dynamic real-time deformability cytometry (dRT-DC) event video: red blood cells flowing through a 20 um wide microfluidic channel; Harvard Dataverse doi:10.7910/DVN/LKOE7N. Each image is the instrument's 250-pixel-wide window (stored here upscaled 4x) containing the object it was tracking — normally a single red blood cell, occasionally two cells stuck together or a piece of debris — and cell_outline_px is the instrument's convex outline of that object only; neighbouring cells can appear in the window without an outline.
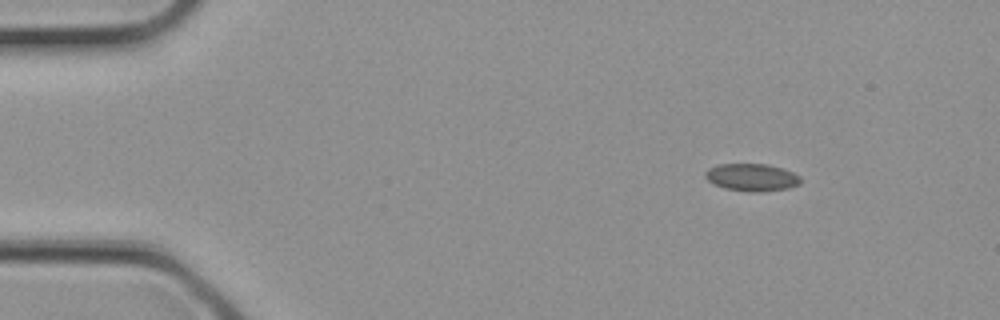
{"species": "common noctule bat (a hibernating species)", "species_latin": "Nyctalus noctula", "temperature_condition": "cold", "stored_images_in_passage": 2, "camera_frame_rate_fps": 3000, "um_per_image_px": 0.085, "animal": {"sex": "female", "body_mass_g": 21.9}, "frame": {"image": 1, "passage_image": 1, "time_ms": 0.0, "image_size_px": [1000, 320], "cell_outline_px": [[800, 184], [788, 188], [760, 192], [748, 192], [724, 188], [712, 184], [704, 176], [704, 172], [708, 168], [716, 164], [768, 164], [792, 172], [800, 176]], "centroid_in_image_um": [63.85, 15.08], "position_along_channel_um": 21.1, "area_um2": 15.37}}